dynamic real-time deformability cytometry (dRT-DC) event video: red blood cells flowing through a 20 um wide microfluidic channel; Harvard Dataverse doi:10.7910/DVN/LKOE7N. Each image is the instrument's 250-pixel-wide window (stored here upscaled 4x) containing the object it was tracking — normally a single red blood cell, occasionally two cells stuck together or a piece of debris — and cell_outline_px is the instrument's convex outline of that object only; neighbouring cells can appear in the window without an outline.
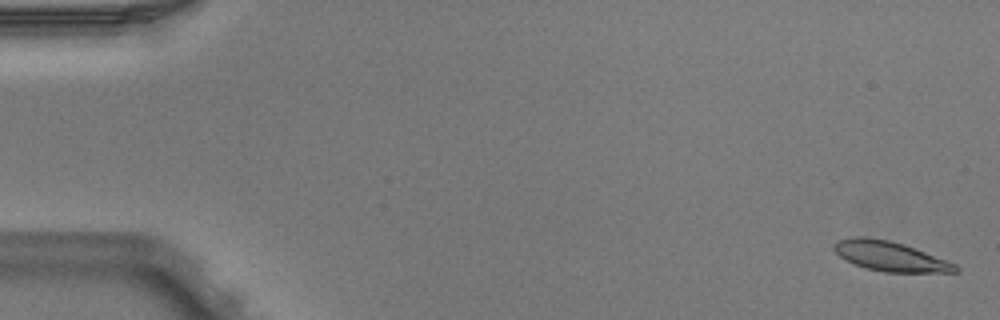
{"species": "Egyptian fruit bat (a non-hibernating species)", "species_latin": "Rousettus aegyptiacus", "temperature_condition": "warm", "stored_images_in_passage": 4, "camera_frame_rate_fps": 3000, "um_per_image_px": 0.085, "animal": {"sex": "male"}, "frame": {"image": 1, "passage_image": 1, "time_ms": 0.0, "image_size_px": [1000, 320], "cell_outline_px": [[960, 272], [884, 272], [864, 268], [844, 260], [832, 248], [832, 244], [840, 240], [856, 236], [864, 236], [888, 240], [904, 244], [956, 264], [960, 268]], "centroid_in_image_um": [75.64, 21.78], "position_along_channel_um": 9.4, "area_um2": 21.04}}
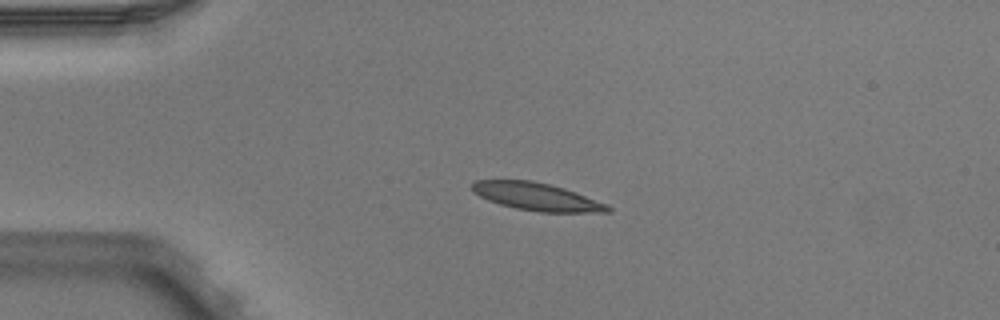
{"frame": {"image": 2, "passage_image": 4, "time_ms": 1.0, "image_size_px": [1000, 320], "cell_outline_px": [[612, 212], [540, 212], [516, 208], [500, 204], [488, 200], [472, 192], [472, 184], [476, 180], [532, 180], [564, 188], [576, 192], [608, 204], [612, 208]], "centroid_in_image_um": [45.64, 16.72], "position_along_channel_um": 39.4, "area_um2": 21.85}}